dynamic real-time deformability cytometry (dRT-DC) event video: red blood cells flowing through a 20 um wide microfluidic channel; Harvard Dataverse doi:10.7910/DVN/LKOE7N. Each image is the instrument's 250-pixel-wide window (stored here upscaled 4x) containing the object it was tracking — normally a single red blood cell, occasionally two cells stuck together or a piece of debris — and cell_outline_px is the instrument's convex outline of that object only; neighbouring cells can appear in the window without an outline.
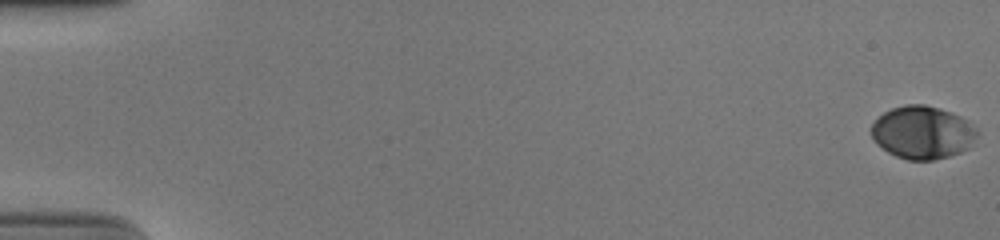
{"species": "human", "species_latin": "Homo sapiens", "temperature_condition": "cold", "stored_images_in_passage": 54, "camera_frame_rate_fps": 3000, "um_per_image_px": 0.085, "donor": {"sex": "male"}, "frame": {"image": 1, "passage_image": 1, "time_ms": 0.0, "image_size_px": [1000, 240], "cell_outline_px": [[980, 132], [968, 148], [960, 152], [948, 156], [932, 160], [908, 160], [896, 156], [888, 152], [876, 144], [872, 140], [872, 124], [884, 112], [892, 108], [904, 104], [924, 104], [940, 108], [952, 112], [968, 120]], "centroid_in_image_um": [78.42, 11.25], "position_along_channel_um": 6.6, "area_um2": 32.77}}
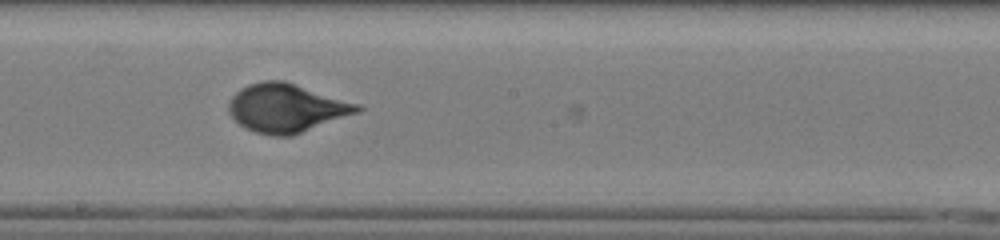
{"frame": {"image": 2, "passage_image": 32, "time_ms": 10.333, "image_size_px": [1000, 240], "cell_outline_px": [[364, 108], [360, 112], [292, 136], [272, 136], [256, 132], [244, 128], [228, 112], [228, 104], [232, 96], [240, 88], [248, 84], [264, 80], [284, 80], [360, 104]], "centroid_in_image_um": [24.36, 9.18], "position_along_channel_um": 223.8, "area_um2": 36.59}}
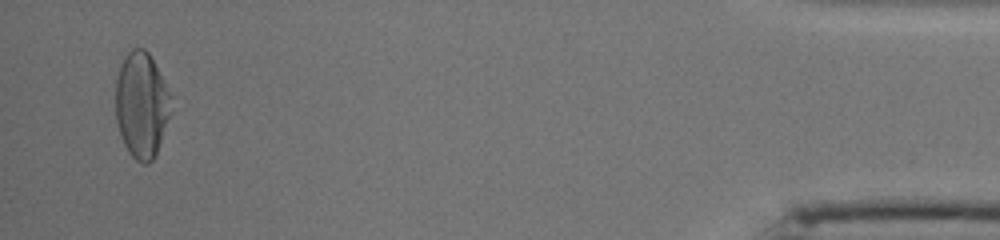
{"frame": {"image": 3, "passage_image": 53, "time_ms": 17.333, "image_size_px": [1000, 240], "cell_outline_px": [[172, 112], [156, 152], [152, 160], [148, 164], [140, 164], [128, 152], [124, 144], [116, 120], [116, 80], [124, 56], [132, 48], [144, 48], [148, 52], [172, 96]], "centroid_in_image_um": [12.05, 8.93], "position_along_channel_um": 423.2, "area_um2": 34.16}, "authors_computed_cell_mechanics": {"area_um2": 33.813, "velocity_mm_per_s": 3.8975, "shape_relaxation_time_tau1_ms": 3.4277, "shape_relaxation_time_tau2_ms": null, "deformation_change_tau1": 0.1698, "deformation_change_tau2": null}}